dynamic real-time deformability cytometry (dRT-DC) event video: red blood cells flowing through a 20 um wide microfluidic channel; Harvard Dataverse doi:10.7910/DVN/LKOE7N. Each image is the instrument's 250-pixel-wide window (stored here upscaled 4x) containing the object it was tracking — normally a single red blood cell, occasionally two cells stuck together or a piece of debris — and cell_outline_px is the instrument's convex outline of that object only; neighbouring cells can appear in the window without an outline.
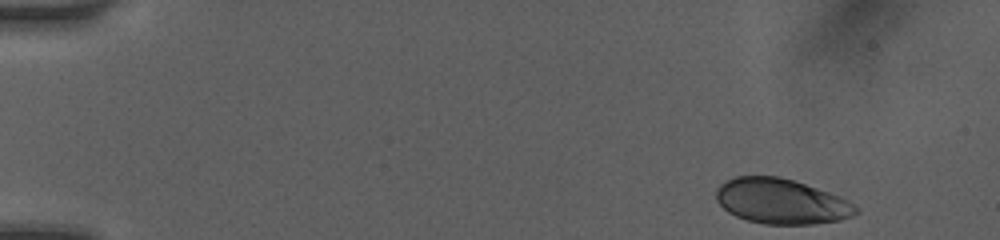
{"species": "human", "species_latin": "Homo sapiens", "temperature_condition": "room temperature", "stored_images_in_passage": 39, "camera_frame_rate_fps": 3000, "um_per_image_px": 0.085, "donor": {"sex": "female"}, "frame": {"image": 1, "passage_image": 1, "time_ms": 0.0, "image_size_px": [1000, 240], "cell_outline_px": [[860, 212], [852, 216], [840, 220], [812, 224], [764, 224], [748, 220], [736, 216], [728, 212], [716, 200], [716, 192], [720, 184], [736, 176], [776, 176], [792, 180], [840, 196], [856, 204], [860, 208]], "centroid_in_image_um": [66.44, 17.12], "position_along_channel_um": 18.6, "area_um2": 36.7}}
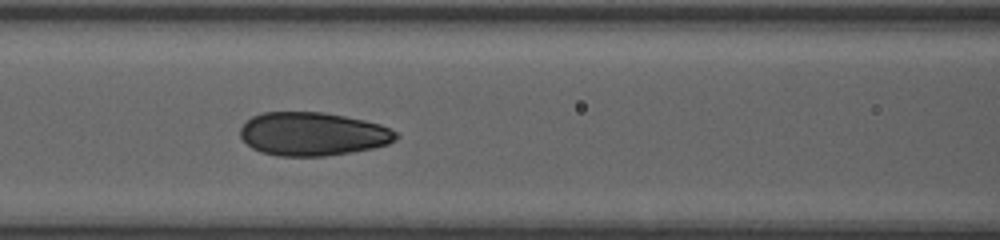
{"frame": {"image": 2, "passage_image": 28, "time_ms": 6.0, "image_size_px": [1000, 240], "cell_outline_px": [[400, 136], [396, 140], [388, 144], [372, 148], [352, 152], [324, 156], [280, 156], [260, 152], [252, 148], [240, 136], [240, 128], [252, 116], [264, 112], [324, 112], [364, 120], [380, 124], [396, 132]], "centroid_in_image_um": [26.59, 11.39], "position_along_channel_um": 140.0, "area_um2": 39.42}}
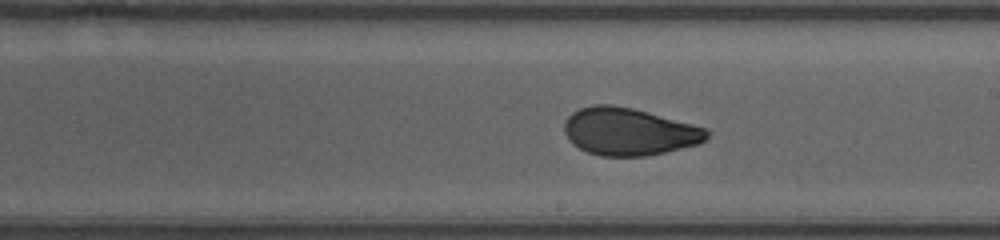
{"frame": {"image": 3, "passage_image": 39, "time_ms": 8.333, "image_size_px": [1000, 240], "cell_outline_px": [[712, 132], [700, 144], [664, 152], [644, 156], [600, 156], [588, 152], [572, 144], [568, 140], [564, 132], [564, 124], [568, 116], [572, 112], [580, 108], [596, 104], [612, 104], [632, 108], [708, 128]], "centroid_in_image_um": [53.46, 11.18], "position_along_channel_um": 235.5, "area_um2": 39.54}}